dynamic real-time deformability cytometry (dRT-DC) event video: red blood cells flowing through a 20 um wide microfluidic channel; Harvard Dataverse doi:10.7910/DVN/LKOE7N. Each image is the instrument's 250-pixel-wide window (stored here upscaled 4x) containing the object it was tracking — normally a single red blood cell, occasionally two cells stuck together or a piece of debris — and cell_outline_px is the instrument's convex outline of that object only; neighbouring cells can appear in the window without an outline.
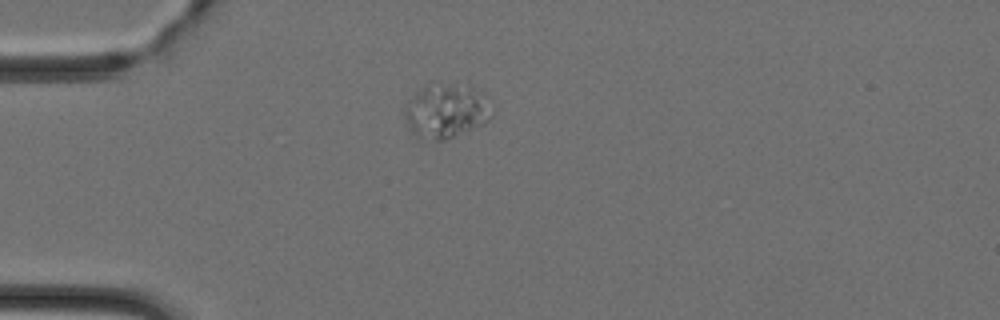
{"species": "Egyptian fruit bat (a non-hibernating species)", "species_latin": "Rousettus aegyptiacus", "temperature_condition": "cold", "stored_images_in_passage": 32, "camera_frame_rate_fps": 3000, "um_per_image_px": 0.085, "animal": {"sex": "female"}, "frame": {"image": 1, "passage_image": 1, "time_ms": 0.0, "image_size_px": [1000, 320], "cell_outline_px": [[492, 116], [484, 124], [444, 140], [416, 140], [408, 128], [404, 116], [404, 108], [408, 100], [420, 88], [432, 80], [468, 84], [484, 92], [488, 96]], "centroid_in_image_um": [37.9, 9.38], "position_along_channel_um": 47.1, "area_um2": 28.96}}
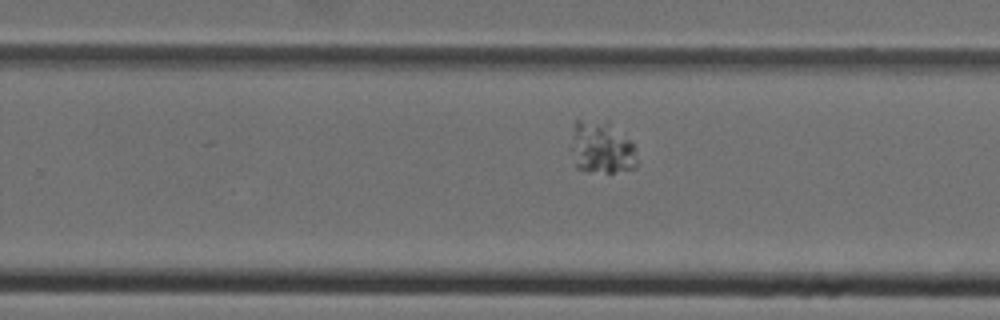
{"frame": {"image": 2, "passage_image": 19, "time_ms": 6.0, "image_size_px": [1000, 320], "cell_outline_px": [[636, 168], [612, 172], [588, 172], [576, 168], [568, 148], [576, 120], [608, 120], [636, 148]], "centroid_in_image_um": [51.07, 12.55], "position_along_channel_um": 278.7, "area_um2": 20.58}}
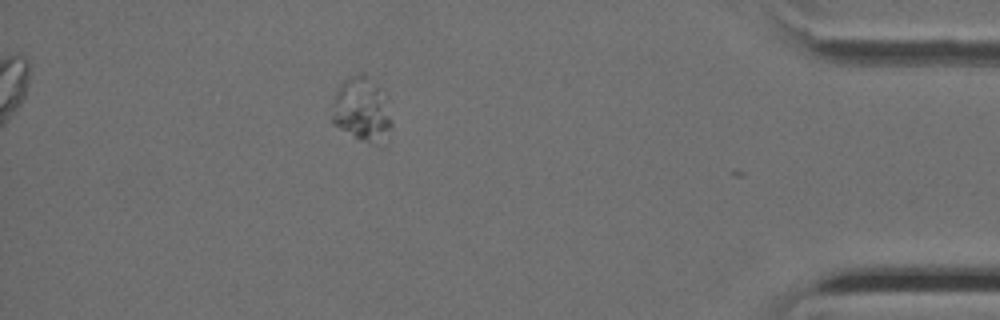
{"frame": {"image": 3, "passage_image": 31, "time_ms": 10.0, "image_size_px": [1000, 320], "cell_outline_px": [[392, 124], [388, 128], [368, 140], [360, 140], [332, 124], [332, 116], [336, 92], [340, 84], [344, 80], [360, 72], [364, 72], [376, 84], [392, 120]], "centroid_in_image_um": [30.63, 9.19], "position_along_channel_um": 404.6, "area_um2": 20.46}}